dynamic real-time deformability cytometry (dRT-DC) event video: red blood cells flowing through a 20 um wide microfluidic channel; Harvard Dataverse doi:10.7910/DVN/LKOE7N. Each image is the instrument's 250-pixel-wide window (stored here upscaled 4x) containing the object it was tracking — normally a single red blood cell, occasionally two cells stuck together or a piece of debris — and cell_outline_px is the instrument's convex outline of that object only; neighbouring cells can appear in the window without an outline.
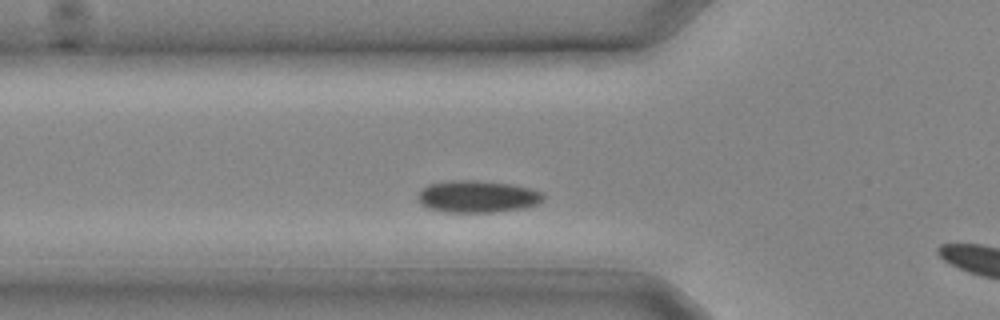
{"species": "common noctule bat (a hibernating species)", "species_latin": "Nyctalus noctula", "temperature_condition": "cold", "stored_images_in_passage": 8, "camera_frame_rate_fps": 3000, "um_per_image_px": 0.085, "animal": {"sex": "male", "body_mass_g": 20.4}, "frame": {"image": 1, "passage_image": 3, "time_ms": 0.667, "image_size_px": [1000, 320], "cell_outline_px": [[544, 200], [536, 204], [524, 208], [496, 212], [444, 212], [428, 208], [416, 196], [428, 184], [452, 180], [476, 180], [508, 184], [528, 188], [540, 192], [544, 196]], "centroid_in_image_um": [40.58, 16.71], "position_along_channel_um": 85.2, "area_um2": 23.18}}
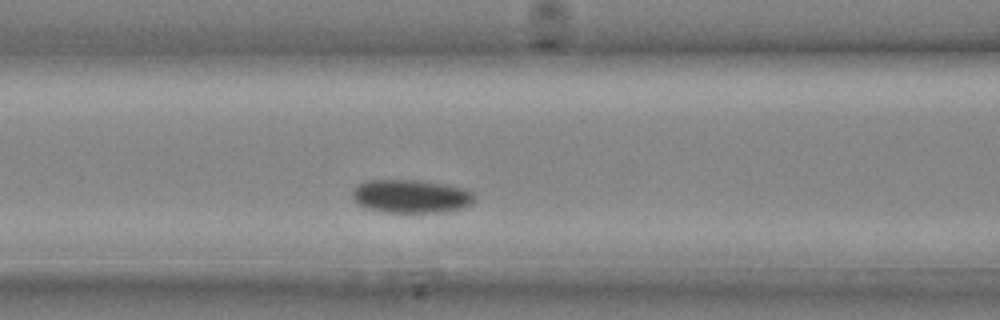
{"frame": {"image": 2, "passage_image": 5, "time_ms": 1.333, "image_size_px": [1000, 320], "cell_outline_px": [[476, 200], [472, 204], [460, 208], [444, 212], [380, 212], [364, 208], [352, 200], [352, 188], [356, 184], [368, 180], [416, 180], [464, 188], [472, 192], [476, 196]], "centroid_in_image_um": [34.88, 16.69], "position_along_channel_um": 131.7, "area_um2": 23.99}}
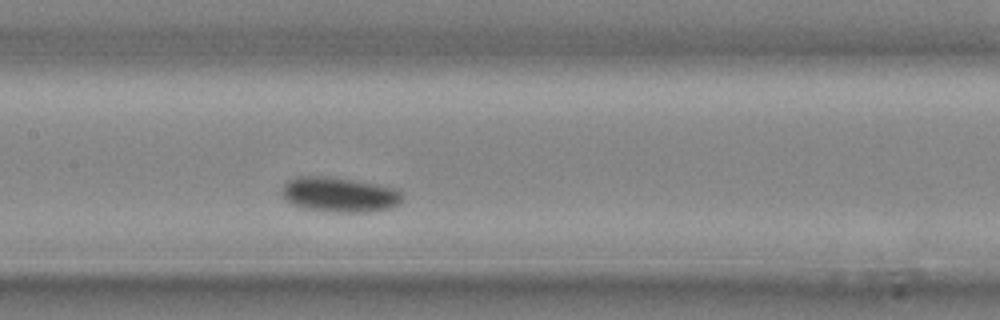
{"frame": {"image": 3, "passage_image": 7, "time_ms": 2.0, "image_size_px": [1000, 320], "cell_outline_px": [[404, 200], [400, 204], [392, 208], [372, 212], [324, 212], [304, 208], [292, 204], [284, 200], [280, 196], [284, 184], [288, 180], [296, 176], [328, 176], [356, 180], [380, 184], [400, 188], [404, 192]], "centroid_in_image_um": [28.92, 16.54], "position_along_channel_um": 178.5, "area_um2": 25.55}}